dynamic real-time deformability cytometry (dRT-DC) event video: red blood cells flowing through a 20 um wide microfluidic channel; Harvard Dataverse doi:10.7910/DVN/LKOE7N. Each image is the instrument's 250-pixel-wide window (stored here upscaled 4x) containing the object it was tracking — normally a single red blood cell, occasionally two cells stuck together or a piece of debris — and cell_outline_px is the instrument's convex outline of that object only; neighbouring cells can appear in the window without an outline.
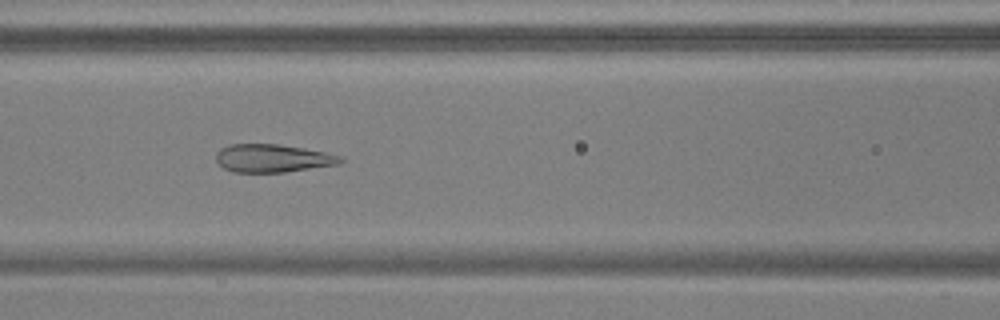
{"species": "common noctule bat (a hibernating species)", "species_latin": "Nyctalus noctula", "temperature_condition": "warm", "stored_images_in_passage": 46, "camera_frame_rate_fps": 3000, "um_per_image_px": 0.085, "animal": {"sex": "male", "body_mass_g": 17.9, "forearm_length_mm": 54.2}, "frame": {"image": 1, "passage_image": 16, "time_ms": 5.0, "image_size_px": [1000, 320], "cell_outline_px": [[344, 160], [340, 164], [284, 172], [232, 172], [224, 168], [216, 160], [216, 152], [220, 148], [228, 144], [276, 144], [304, 148], [344, 156]], "centroid_in_image_um": [23.18, 13.45], "position_along_channel_um": 143.4, "area_um2": 20.4}}
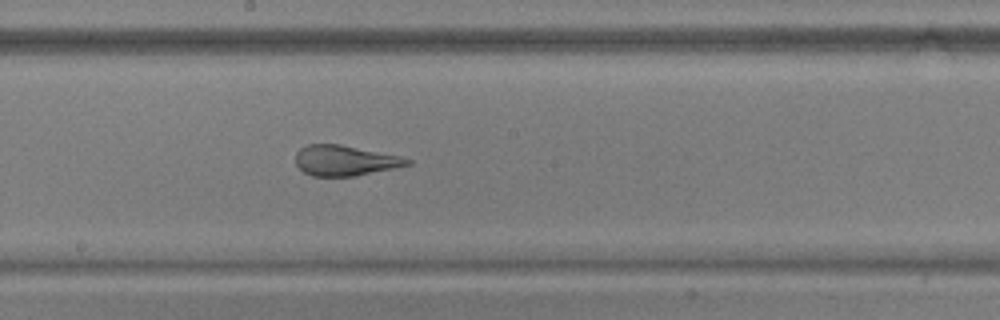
{"frame": {"image": 2, "passage_image": 22, "time_ms": 7.0, "image_size_px": [1000, 320], "cell_outline_px": [[412, 164], [356, 176], [312, 176], [304, 172], [296, 164], [296, 152], [300, 148], [308, 144], [340, 144], [400, 156], [412, 160]], "centroid_in_image_um": [29.31, 13.64], "position_along_channel_um": 218.9, "area_um2": 19.71}}
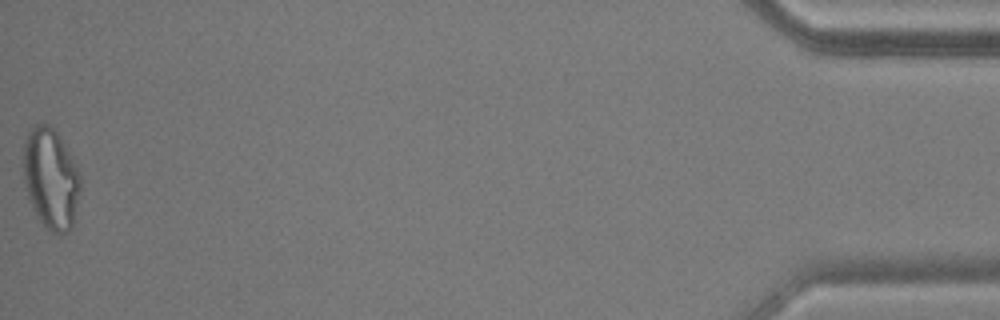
{"frame": {"image": 3, "passage_image": 46, "time_ms": 15.0, "image_size_px": [1000, 320], "cell_outline_px": [[80, 192], [72, 224], [64, 232], [52, 232], [36, 216], [28, 200], [24, 180], [24, 144], [28, 132], [36, 124], [44, 120], [56, 132], [68, 152], [80, 176]], "centroid_in_image_um": [4.29, 15.15], "position_along_channel_um": 430.9, "area_um2": 32.83}, "authors_computed_cell_mechanics": {"area_um2": 23.8714, "velocity_mm_per_s": 3.7845, "shape_relaxation_time_tau1_ms": null, "shape_relaxation_time_tau2_ms": 0.9097, "deformation_change_tau1": null, "deformation_change_tau2": 0.0907}}